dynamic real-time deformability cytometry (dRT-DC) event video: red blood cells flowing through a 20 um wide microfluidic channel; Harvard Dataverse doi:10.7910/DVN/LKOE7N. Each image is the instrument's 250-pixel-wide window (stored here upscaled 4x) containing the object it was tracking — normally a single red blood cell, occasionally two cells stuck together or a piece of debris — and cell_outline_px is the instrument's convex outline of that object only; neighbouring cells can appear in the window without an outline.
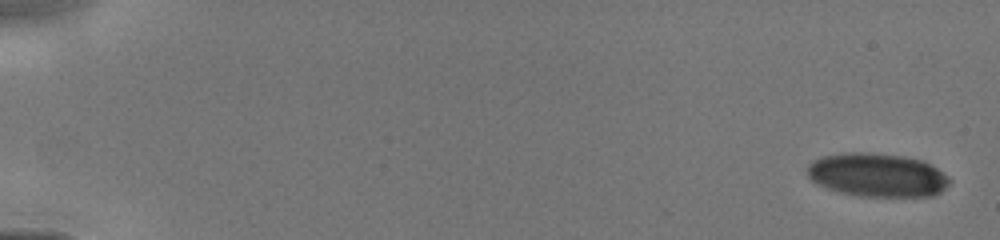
{"species": "human", "species_latin": "Homo sapiens", "temperature_condition": "cold", "stored_images_in_passage": 12, "camera_frame_rate_fps": 3000, "um_per_image_px": 0.085, "donor": {"sex": "male"}, "frame": {"image": 1, "passage_image": 1, "time_ms": 0.0, "image_size_px": [1000, 240], "cell_outline_px": [[952, 180], [936, 196], [856, 196], [840, 192], [816, 184], [808, 176], [808, 164], [812, 160], [820, 156], [844, 152], [868, 152], [904, 156], [924, 160], [948, 176]], "centroid_in_image_um": [74.55, 14.86], "position_along_channel_um": 10.4, "area_um2": 36.41}}
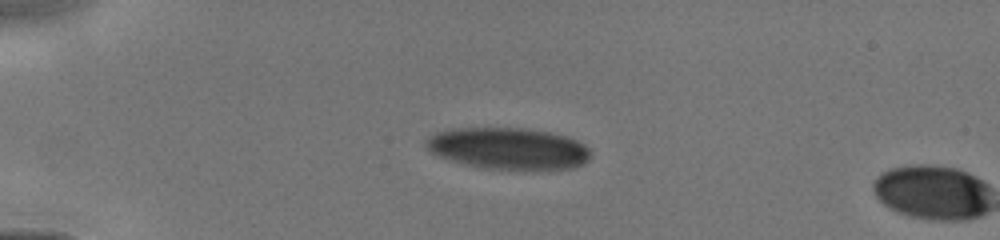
{"frame": {"image": 2, "passage_image": 11, "time_ms": 3.667, "image_size_px": [1000, 240], "cell_outline_px": [[592, 156], [584, 164], [572, 168], [532, 172], [484, 168], [436, 156], [424, 144], [424, 140], [428, 136], [436, 132], [452, 128], [528, 128], [568, 136], [584, 144], [592, 152]], "centroid_in_image_um": [43.26, 12.65], "position_along_channel_um": 41.7, "area_um2": 40.98}}